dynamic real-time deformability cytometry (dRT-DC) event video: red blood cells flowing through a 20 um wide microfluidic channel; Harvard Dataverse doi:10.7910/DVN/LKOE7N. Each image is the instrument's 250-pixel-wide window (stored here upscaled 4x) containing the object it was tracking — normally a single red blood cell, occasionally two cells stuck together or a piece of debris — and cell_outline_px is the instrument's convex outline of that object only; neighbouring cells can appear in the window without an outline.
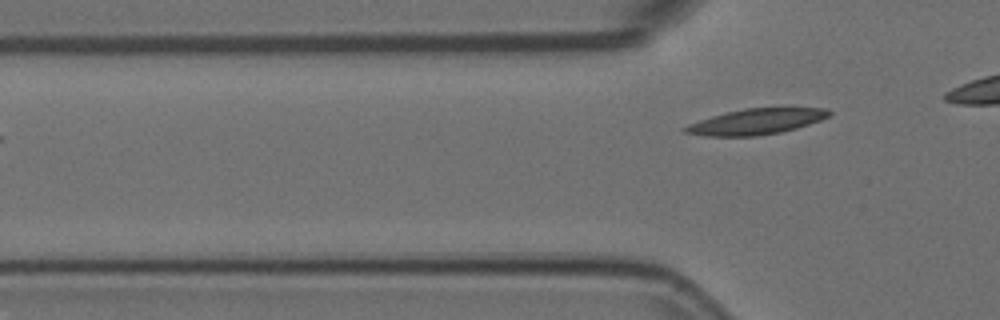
{"species": "Egyptian fruit bat (a non-hibernating species)", "species_latin": "Rousettus aegyptiacus", "temperature_condition": "room temperature", "stored_images_in_passage": 3, "camera_frame_rate_fps": 3000, "um_per_image_px": 0.085, "animal": {"sex": "female"}, "frame": {"image": 1, "passage_image": 3, "time_ms": 0.667, "image_size_px": [1000, 320], "cell_outline_px": [[832, 112], [828, 116], [820, 120], [796, 128], [780, 132], [756, 136], [704, 136], [684, 132], [680, 128], [688, 124], [712, 116], [744, 108], [788, 104], [824, 108]], "centroid_in_image_um": [64.35, 10.27], "position_along_channel_um": 61.4, "area_um2": 22.48}}